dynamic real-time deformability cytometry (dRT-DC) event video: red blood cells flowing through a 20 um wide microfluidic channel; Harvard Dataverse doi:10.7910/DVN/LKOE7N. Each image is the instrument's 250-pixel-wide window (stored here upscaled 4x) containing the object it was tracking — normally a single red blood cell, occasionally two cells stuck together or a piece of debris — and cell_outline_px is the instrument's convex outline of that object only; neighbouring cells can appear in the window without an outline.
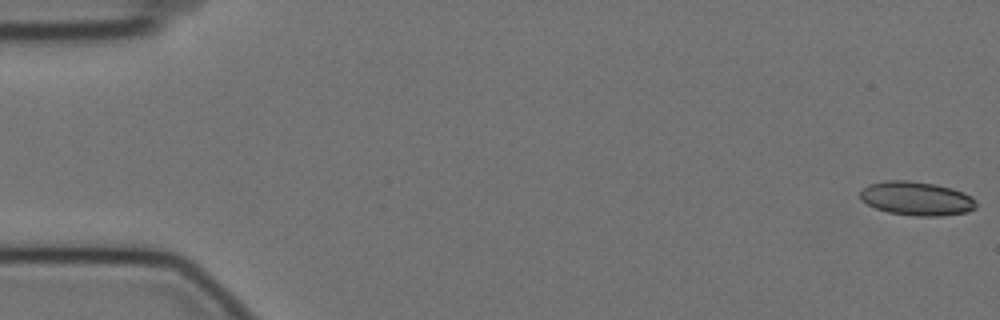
{"species": "Egyptian fruit bat (a non-hibernating species)", "species_latin": "Rousettus aegyptiacus", "temperature_condition": "cold", "stored_images_in_passage": 57, "camera_frame_rate_fps": 3000, "um_per_image_px": 0.085, "animal": {"sex": "female"}, "frame": {"image": 1, "passage_image": 1, "time_ms": 0.0, "image_size_px": [1000, 320], "cell_outline_px": [[976, 208], [968, 212], [940, 216], [916, 216], [888, 212], [876, 208], [860, 200], [860, 192], [868, 184], [884, 180], [908, 180], [936, 184], [952, 188], [972, 196], [976, 200]], "centroid_in_image_um": [77.91, 16.87], "position_along_channel_um": 7.1, "area_um2": 23.06}}
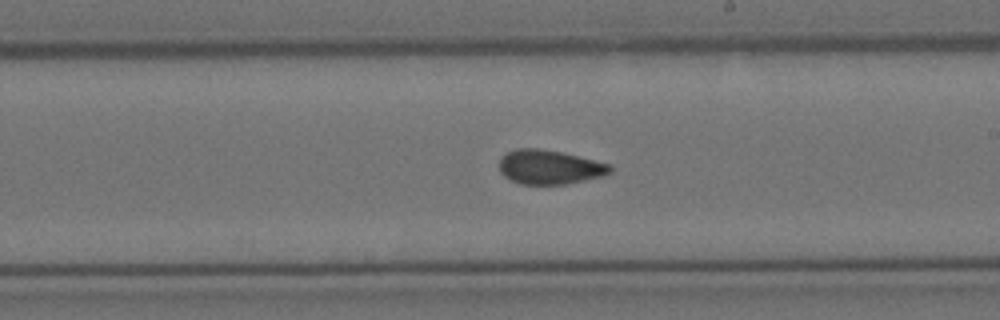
{"frame": {"image": 2, "passage_image": 33, "time_ms": 10.667, "image_size_px": [1000, 320], "cell_outline_px": [[612, 172], [600, 176], [584, 180], [564, 184], [520, 184], [504, 176], [500, 172], [500, 156], [516, 148], [536, 148], [560, 152], [612, 164]], "centroid_in_image_um": [46.7, 14.2], "position_along_channel_um": 242.3, "area_um2": 21.96}}
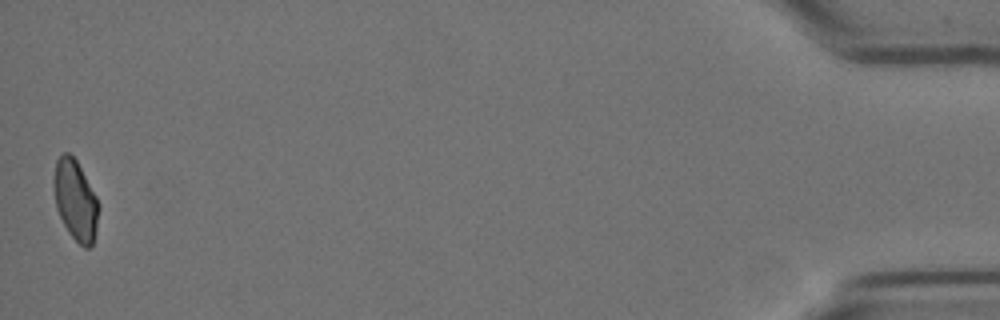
{"frame": {"image": 3, "passage_image": 57, "time_ms": 18.667, "image_size_px": [1000, 320], "cell_outline_px": [[100, 208], [96, 232], [92, 244], [88, 248], [84, 248], [68, 232], [56, 208], [52, 180], [56, 160], [64, 152], [68, 152], [76, 160], [96, 196], [100, 204]], "centroid_in_image_um": [6.41, 17.02], "position_along_channel_um": 428.8, "area_um2": 21.1}, "authors_computed_cell_mechanics": {"area_um2": 22.3108, "velocity_mm_per_s": 3.515, "shape_relaxation_time_tau1_ms": 9.5059, "shape_relaxation_time_tau2_ms": 1.7312, "deformation_change_tau1": 0.157, "deformation_change_tau2": 0.0736}}